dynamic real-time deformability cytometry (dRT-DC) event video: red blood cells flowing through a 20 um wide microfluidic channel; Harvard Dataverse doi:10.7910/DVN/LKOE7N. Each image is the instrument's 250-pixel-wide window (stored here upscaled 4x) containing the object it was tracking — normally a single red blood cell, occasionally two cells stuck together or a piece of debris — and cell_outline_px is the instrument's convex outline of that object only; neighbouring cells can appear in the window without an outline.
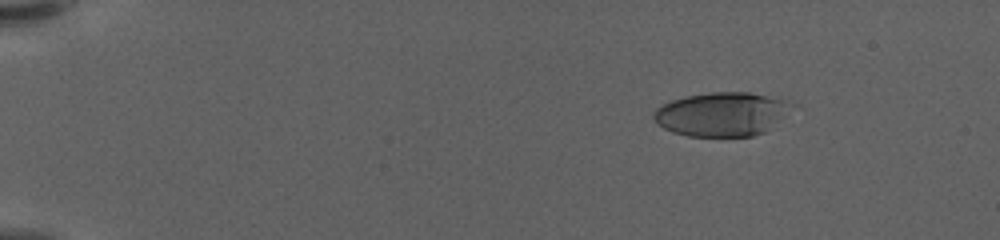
{"species": "human", "species_latin": "Homo sapiens", "temperature_condition": "warm", "stored_images_in_passage": 54, "camera_frame_rate_fps": 3000, "um_per_image_px": 0.085, "donor": {"sex": "female"}, "frame": {"image": 1, "passage_image": 4, "time_ms": 1.0, "image_size_px": [1000, 240], "cell_outline_px": [[800, 104], [764, 132], [752, 136], [688, 136], [672, 132], [664, 128], [652, 116], [652, 112], [656, 108], [672, 100], [684, 96], [712, 92], [748, 92], [780, 96]], "centroid_in_image_um": [61.46, 9.67], "position_along_channel_um": 23.5, "area_um2": 35.95}}
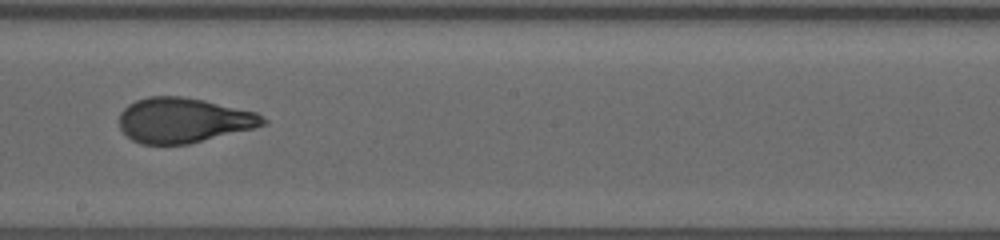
{"frame": {"image": 2, "passage_image": 31, "time_ms": 10.0, "image_size_px": [1000, 240], "cell_outline_px": [[268, 124], [188, 144], [140, 144], [132, 140], [120, 128], [120, 112], [128, 104], [136, 100], [148, 96], [180, 96], [204, 100], [256, 112], [268, 120]], "centroid_in_image_um": [15.58, 10.21], "position_along_channel_um": 232.6, "area_um2": 37.51}}
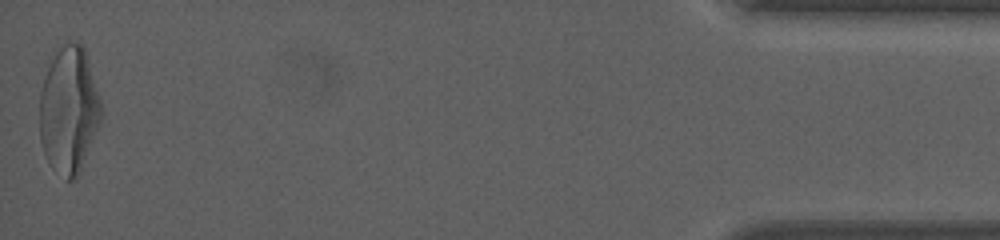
{"frame": {"image": 3, "passage_image": 54, "time_ms": 17.667, "image_size_px": [1000, 240], "cell_outline_px": [[100, 120], [80, 172], [76, 180], [68, 180], [48, 160], [44, 152], [40, 140], [40, 92], [48, 68], [56, 52], [68, 40], [80, 44], [84, 48], [100, 100]], "centroid_in_image_um": [5.84, 9.35], "position_along_channel_um": 429.4, "area_um2": 44.27}, "authors_computed_cell_mechanics": {"area_um2": 37.4255, "velocity_mm_per_s": 3.619, "shape_relaxation_time_tau1_ms": 5.3562, "shape_relaxation_time_tau2_ms": 0.8759, "deformation_change_tau1": 0.2343, "deformation_change_tau2": 0.0788}}